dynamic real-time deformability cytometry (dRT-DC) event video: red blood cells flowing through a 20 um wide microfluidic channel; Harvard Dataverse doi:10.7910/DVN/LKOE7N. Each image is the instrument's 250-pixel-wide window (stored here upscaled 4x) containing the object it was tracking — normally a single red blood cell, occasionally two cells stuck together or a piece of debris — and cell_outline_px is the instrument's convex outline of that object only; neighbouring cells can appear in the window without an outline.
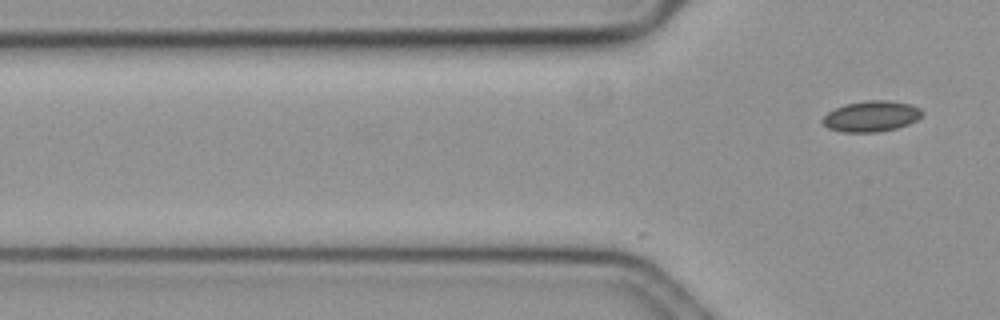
{"species": "common noctule bat (a hibernating species)", "species_latin": "Nyctalus noctula", "temperature_condition": "cold", "stored_images_in_passage": 4, "camera_frame_rate_fps": 3000, "um_per_image_px": 0.085, "animal": {"sex": "female", "body_mass_g": 19.3, "forearm_length_mm": 54.1}, "frame": {"image": 1, "passage_image": 4, "time_ms": 1.0, "image_size_px": [1000, 320], "cell_outline_px": [[924, 112], [916, 120], [908, 124], [896, 128], [876, 132], [840, 132], [828, 128], [820, 120], [828, 112], [844, 104], [868, 100], [888, 100], [912, 104], [920, 108]], "centroid_in_image_um": [74.05, 9.88], "position_along_channel_um": 51.7, "area_um2": 17.92}}